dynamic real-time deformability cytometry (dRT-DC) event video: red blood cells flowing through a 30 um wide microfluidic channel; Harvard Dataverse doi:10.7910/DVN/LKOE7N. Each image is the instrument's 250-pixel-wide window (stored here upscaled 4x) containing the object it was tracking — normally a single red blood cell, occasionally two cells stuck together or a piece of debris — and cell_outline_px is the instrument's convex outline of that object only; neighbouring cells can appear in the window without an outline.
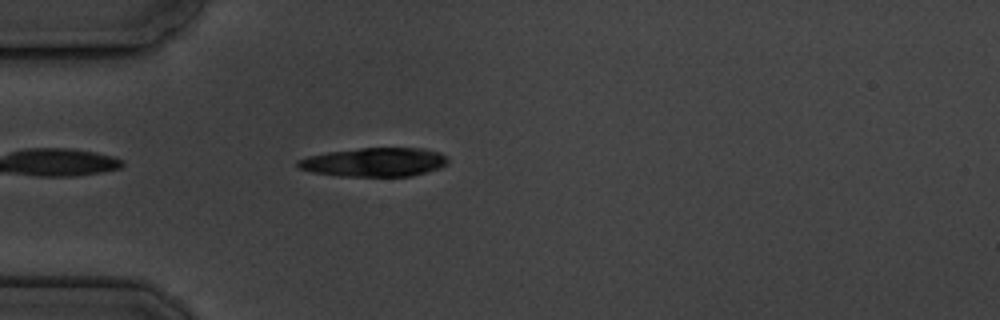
{"species": "common noctule bat (a hibernating species)", "species_latin": "Nyctalus noctula", "temperature_condition": "cold", "stored_images_in_passage": 2, "camera_frame_rate_fps": 3000, "um_per_image_px": 0.085, "animal": {"sex": "male", "body_mass_g": 19.5, "forearm_length_mm": 54.6}, "frame": {"image": 1, "passage_image": 2, "time_ms": 1.333, "image_size_px": [1000, 320], "cell_outline_px": [[448, 160], [440, 168], [412, 176], [340, 176], [312, 172], [296, 168], [296, 160], [308, 156], [328, 152], [360, 148], [424, 148], [440, 152], [448, 156]], "centroid_in_image_um": [31.8, 13.78], "position_along_channel_um": 53.2, "area_um2": 25.37}}